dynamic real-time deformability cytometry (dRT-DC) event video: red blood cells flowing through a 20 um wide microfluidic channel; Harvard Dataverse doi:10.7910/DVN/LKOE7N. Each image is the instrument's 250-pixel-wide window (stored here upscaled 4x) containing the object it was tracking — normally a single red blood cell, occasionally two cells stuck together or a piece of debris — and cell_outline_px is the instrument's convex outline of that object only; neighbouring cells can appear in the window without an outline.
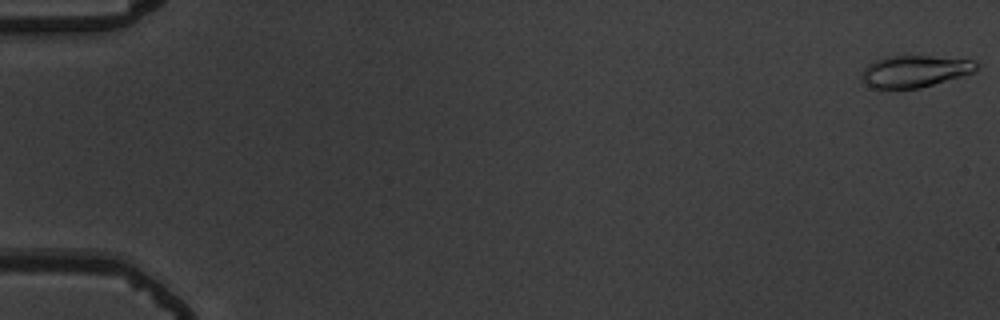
{"species": "common noctule bat (a hibernating species)", "species_latin": "Nyctalus noctula", "temperature_condition": "warm", "stored_images_in_passage": 18, "camera_frame_rate_fps": 3000, "um_per_image_px": 0.085, "animal": {"sex": "male", "body_mass_g": 19.5, "forearm_length_mm": 54.6}, "frame": {"image": 1, "passage_image": 1, "time_ms": 0.0, "image_size_px": [1000, 320], "cell_outline_px": [[980, 68], [976, 72], [920, 88], [872, 88], [860, 80], [860, 72], [868, 64], [884, 56], [928, 56], [972, 60], [980, 64]], "centroid_in_image_um": [77.75, 6.06], "position_along_channel_um": 7.3, "area_um2": 21.5}}